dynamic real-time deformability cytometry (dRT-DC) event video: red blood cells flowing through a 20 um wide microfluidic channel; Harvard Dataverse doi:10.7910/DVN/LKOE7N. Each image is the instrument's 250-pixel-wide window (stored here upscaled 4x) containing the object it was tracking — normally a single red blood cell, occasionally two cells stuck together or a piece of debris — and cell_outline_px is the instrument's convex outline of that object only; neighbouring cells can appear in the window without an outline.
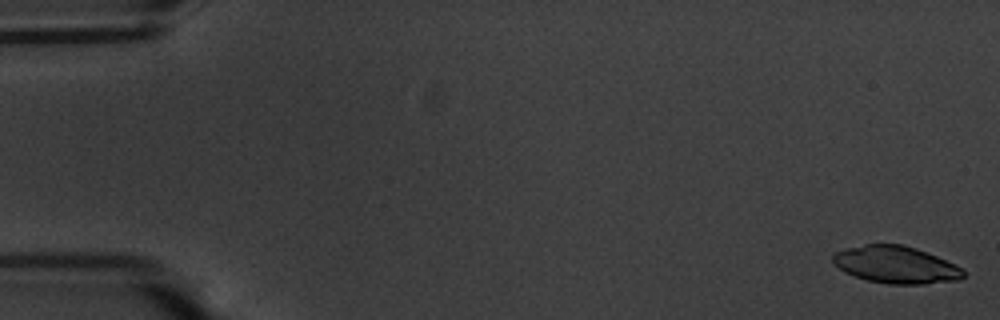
{"species": "common noctule bat (a hibernating species)", "species_latin": "Nyctalus noctula", "temperature_condition": "warm", "stored_images_in_passage": 56, "camera_frame_rate_fps": 3000, "um_per_image_px": 0.085, "animal": {"sex": "male", "body_mass_g": 20.1, "forearm_length_mm": 53.5}, "frame": {"image": 1, "passage_image": 1, "time_ms": 0.0, "image_size_px": [1000, 320], "cell_outline_px": [[964, 276], [960, 280], [924, 284], [888, 284], [868, 280], [844, 272], [832, 260], [832, 256], [836, 252], [844, 248], [864, 244], [904, 244], [916, 248], [936, 256], [964, 268]], "centroid_in_image_um": [76.17, 22.5], "position_along_channel_um": 8.8, "area_um2": 28.32}}
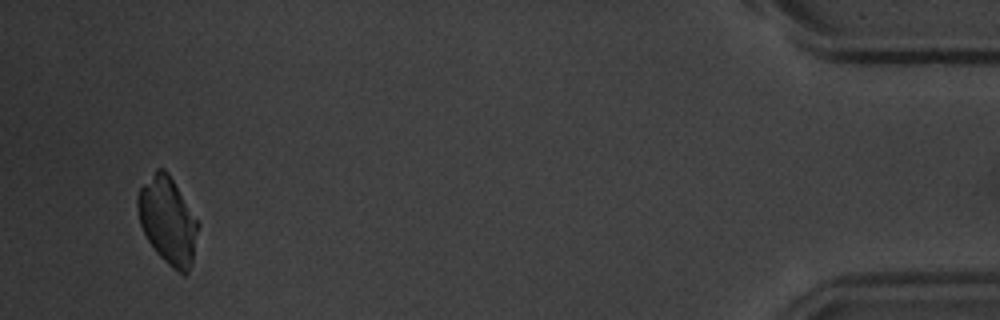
{"frame": {"image": 2, "passage_image": 54, "time_ms": 17.667, "image_size_px": [1000, 320], "cell_outline_px": [[200, 224], [192, 264], [188, 272], [184, 276], [172, 268], [156, 252], [148, 240], [140, 224], [136, 208], [136, 196], [140, 188], [156, 168], [164, 168], [168, 172], [200, 220]], "centroid_in_image_um": [14.29, 18.74], "position_along_channel_um": 420.9, "area_um2": 31.21}}